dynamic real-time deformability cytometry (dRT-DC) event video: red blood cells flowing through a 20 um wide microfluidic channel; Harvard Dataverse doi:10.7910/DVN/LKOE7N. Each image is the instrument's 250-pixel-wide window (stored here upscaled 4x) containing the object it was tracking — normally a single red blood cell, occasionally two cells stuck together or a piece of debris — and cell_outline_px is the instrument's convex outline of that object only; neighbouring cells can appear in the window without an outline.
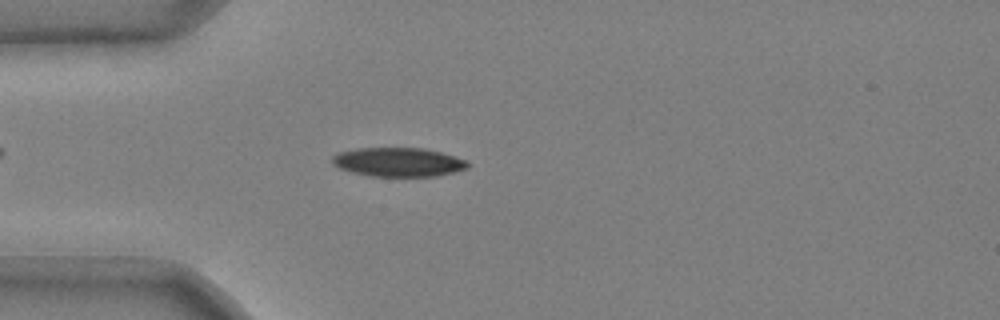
{"species": "common noctule bat (a hibernating species)", "species_latin": "Nyctalus noctula", "temperature_condition": "cold", "stored_images_in_passage": 47, "camera_frame_rate_fps": 3000, "um_per_image_px": 0.085, "animal": {"sex": "male", "body_mass_g": 20.4}, "frame": {"image": 1, "passage_image": 10, "time_ms": 3.0, "image_size_px": [1000, 320], "cell_outline_px": [[468, 168], [436, 176], [372, 176], [352, 172], [340, 168], [332, 164], [332, 156], [340, 152], [356, 148], [424, 148], [440, 152], [468, 160]], "centroid_in_image_um": [33.85, 13.77], "position_along_channel_um": 51.1, "area_um2": 22.77}}
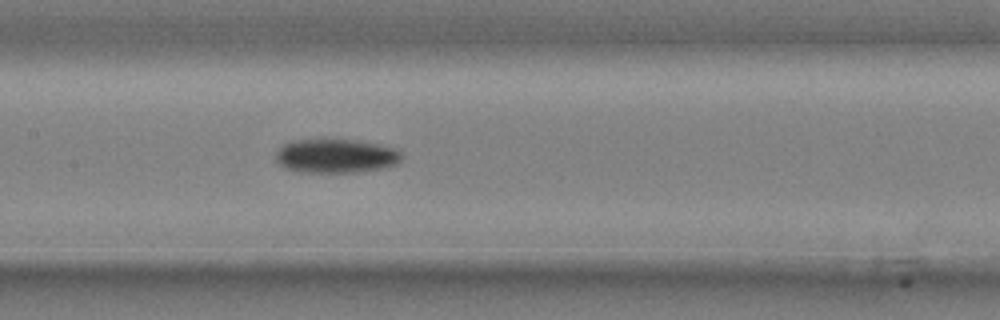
{"frame": {"image": 2, "passage_image": 21, "time_ms": 6.667, "image_size_px": [1000, 320], "cell_outline_px": [[404, 156], [396, 164], [380, 168], [360, 172], [300, 172], [288, 168], [280, 164], [276, 160], [276, 152], [284, 144], [292, 140], [320, 136], [356, 140], [396, 148]], "centroid_in_image_um": [28.53, 13.2], "position_along_channel_um": 178.9, "area_um2": 25.61}}
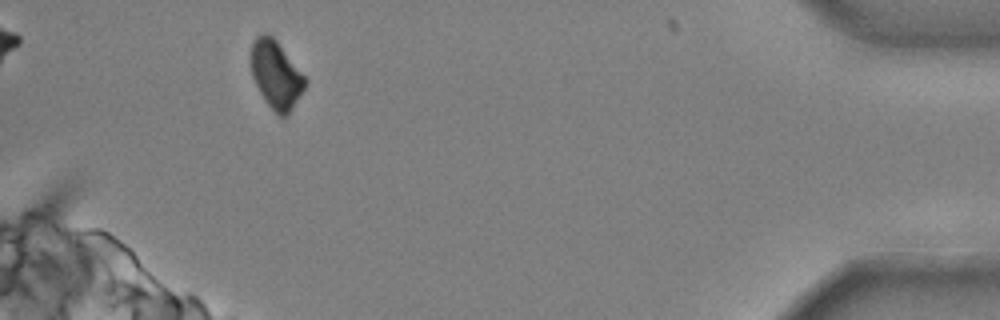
{"frame": {"image": 3, "passage_image": 44, "time_ms": 14.333, "image_size_px": [1000, 320], "cell_outline_px": [[308, 80], [304, 88], [288, 116], [280, 116], [264, 100], [252, 76], [252, 40], [256, 36], [264, 32], [268, 32], [276, 40]], "centroid_in_image_um": [23.47, 6.33], "position_along_channel_um": 411.7, "area_um2": 21.1}, "authors_computed_cell_mechanics": {"area_um2": 24.1604, "velocity_mm_per_s": 3.718, "shape_relaxation_time_tau1_ms": 4.6513, "shape_relaxation_time_tau2_ms": null, "deformation_change_tau1": 0.1254, "deformation_change_tau2": null}}